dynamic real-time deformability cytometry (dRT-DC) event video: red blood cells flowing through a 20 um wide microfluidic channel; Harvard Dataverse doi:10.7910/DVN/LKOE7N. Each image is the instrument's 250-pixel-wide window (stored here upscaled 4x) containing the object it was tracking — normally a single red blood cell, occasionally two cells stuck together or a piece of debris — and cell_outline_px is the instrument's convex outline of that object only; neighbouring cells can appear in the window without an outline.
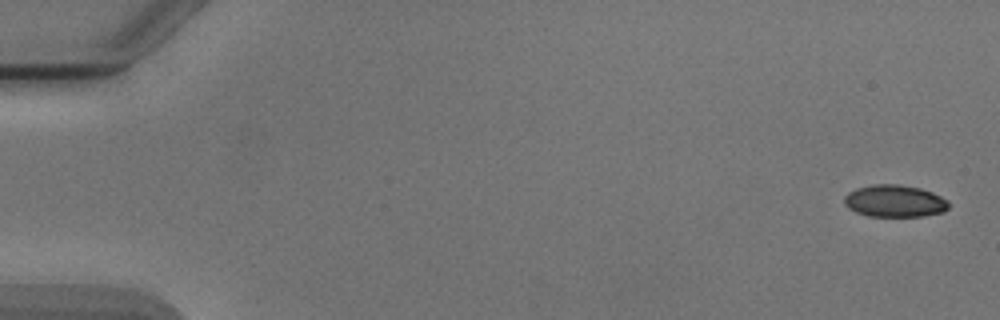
{"species": "Egyptian fruit bat (a non-hibernating species)", "species_latin": "Rousettus aegyptiacus", "temperature_condition": "cold", "stored_images_in_passage": 5, "camera_frame_rate_fps": 3000, "um_per_image_px": 0.085, "animal": {"sex": "male"}, "frame": {"image": 1, "passage_image": 1, "time_ms": 0.0, "image_size_px": [1000, 320], "cell_outline_px": [[948, 208], [944, 212], [924, 216], [868, 216], [856, 212], [848, 208], [844, 204], [844, 196], [848, 192], [856, 188], [872, 184], [900, 184], [920, 188], [932, 192], [948, 200]], "centroid_in_image_um": [76.03, 17.08], "position_along_channel_um": 9.0, "area_um2": 19.71}}
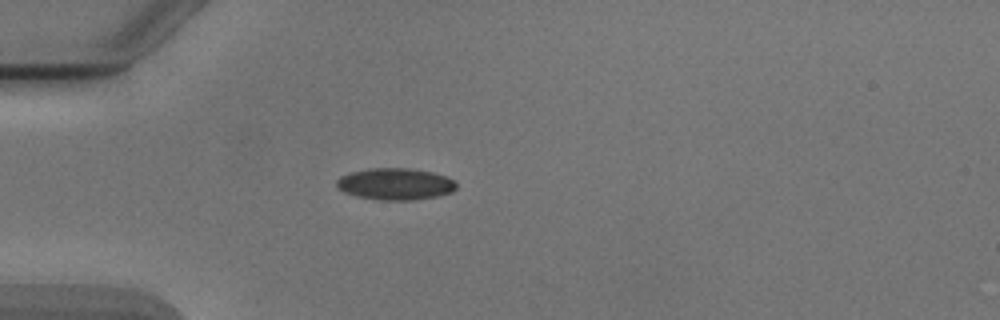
{"frame": {"image": 2, "passage_image": 5, "time_ms": 4.667, "image_size_px": [1000, 320], "cell_outline_px": [[456, 188], [452, 192], [436, 196], [412, 200], [384, 200], [356, 196], [344, 192], [336, 188], [336, 180], [340, 176], [352, 172], [368, 168], [408, 168], [432, 172], [448, 176], [456, 184]], "centroid_in_image_um": [33.58, 15.63], "position_along_channel_um": 51.4, "area_um2": 22.14}}